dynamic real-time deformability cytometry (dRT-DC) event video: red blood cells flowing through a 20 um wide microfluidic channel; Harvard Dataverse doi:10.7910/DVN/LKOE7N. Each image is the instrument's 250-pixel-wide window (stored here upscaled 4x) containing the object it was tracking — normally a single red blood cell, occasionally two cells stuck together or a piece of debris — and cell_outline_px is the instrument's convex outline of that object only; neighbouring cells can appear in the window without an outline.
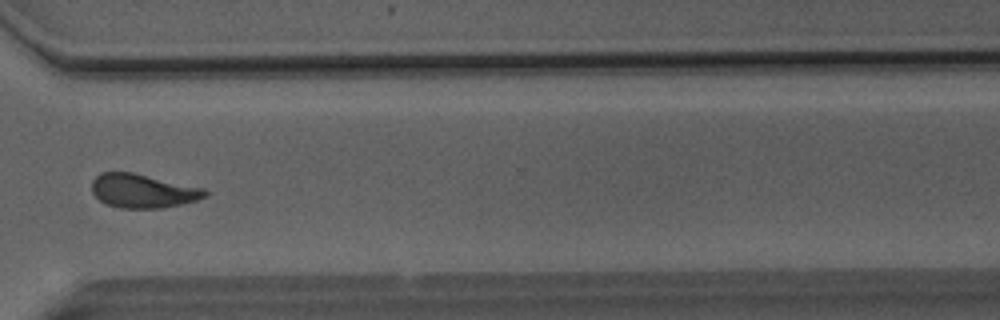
{"species": "Egyptian fruit bat (a non-hibernating species)", "species_latin": "Rousettus aegyptiacus", "temperature_condition": "room temperature", "stored_images_in_passage": 44, "camera_frame_rate_fps": 3000, "um_per_image_px": 0.085, "animal": {"sex": "male"}, "frame": {"image": 1, "passage_image": 32, "time_ms": 10.333, "image_size_px": [1000, 320], "cell_outline_px": [[208, 196], [196, 200], [180, 204], [160, 208], [120, 208], [108, 204], [100, 200], [92, 192], [92, 180], [100, 172], [132, 172], [204, 188], [208, 192]], "centroid_in_image_um": [12.14, 16.22], "position_along_channel_um": 358.5, "area_um2": 22.2}}
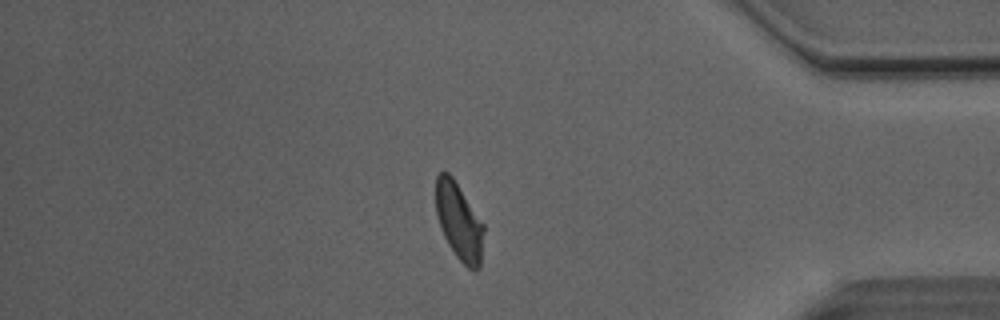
{"frame": {"image": 2, "passage_image": 37, "time_ms": 12.0, "image_size_px": [1000, 320], "cell_outline_px": [[484, 232], [480, 268], [476, 272], [468, 268], [456, 256], [448, 244], [444, 236], [436, 212], [436, 176], [440, 172], [448, 172], [452, 176], [484, 224]], "centroid_in_image_um": [39.03, 18.85], "position_along_channel_um": 396.2, "area_um2": 21.44}}
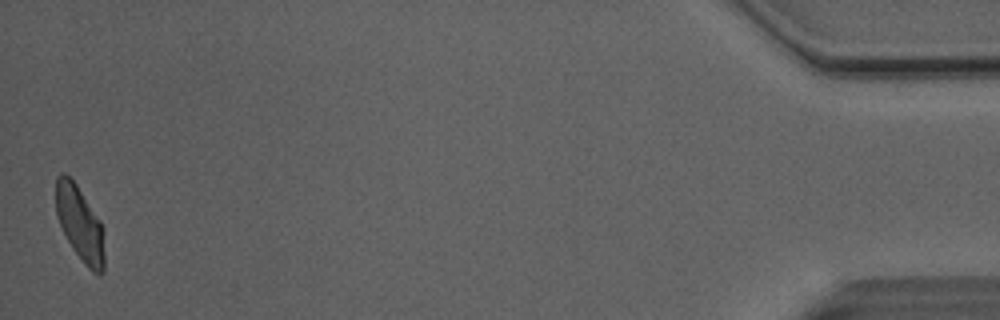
{"frame": {"image": 3, "passage_image": 44, "time_ms": 14.333, "image_size_px": [1000, 320], "cell_outline_px": [[104, 272], [100, 276], [92, 272], [84, 264], [72, 248], [56, 216], [56, 176], [60, 172], [64, 172], [76, 184], [100, 220], [104, 228]], "centroid_in_image_um": [6.81, 19.04], "position_along_channel_um": 428.4, "area_um2": 21.33}, "authors_computed_cell_mechanics": {"area_um2": 22.7443, "velocity_mm_per_s": 4.0963, "shape_relaxation_time_tau1_ms": 3.1687, "shape_relaxation_time_tau2_ms": 1.8962, "deformation_change_tau1": 0.1227, "deformation_change_tau2": 0.0845}}